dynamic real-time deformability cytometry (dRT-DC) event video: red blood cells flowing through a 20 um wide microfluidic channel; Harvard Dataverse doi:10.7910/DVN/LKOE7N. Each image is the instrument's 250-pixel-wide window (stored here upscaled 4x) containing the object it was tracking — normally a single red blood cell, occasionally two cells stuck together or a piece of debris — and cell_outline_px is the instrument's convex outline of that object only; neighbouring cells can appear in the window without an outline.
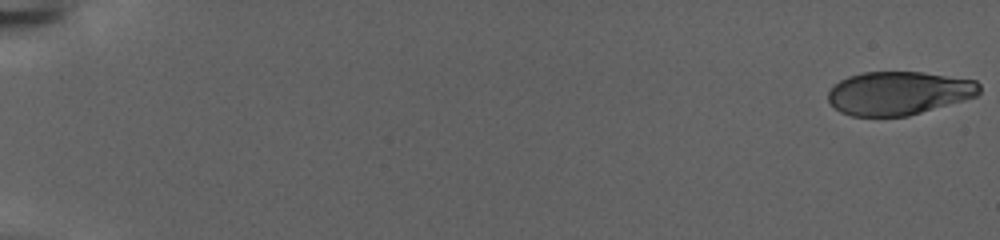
{"species": "human", "species_latin": "Homo sapiens", "temperature_condition": "warm", "stored_images_in_passage": 126, "camera_frame_rate_fps": 3000, "um_per_image_px": 0.085, "donor": {"sex": "female"}, "frame": {"image": 1, "passage_image": 1, "time_ms": 0.0, "image_size_px": [1000, 240], "cell_outline_px": [[980, 92], [976, 96], [908, 116], [852, 116], [840, 112], [828, 100], [828, 92], [840, 80], [848, 76], [864, 72], [920, 72], [976, 80], [980, 84]], "centroid_in_image_um": [76.38, 7.91], "position_along_channel_um": 8.6, "area_um2": 38.03}}
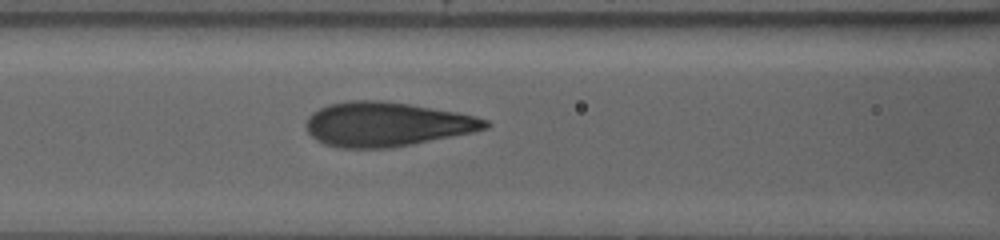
{"frame": {"image": 2, "passage_image": 72, "time_ms": 23.667, "image_size_px": [1000, 240], "cell_outline_px": [[492, 124], [488, 128], [472, 132], [392, 148], [336, 148], [324, 144], [316, 140], [308, 132], [308, 116], [312, 112], [328, 104], [348, 100], [384, 100], [456, 112], [476, 116], [488, 120]], "centroid_in_image_um": [32.86, 10.56], "position_along_channel_um": 133.7, "area_um2": 46.3}}
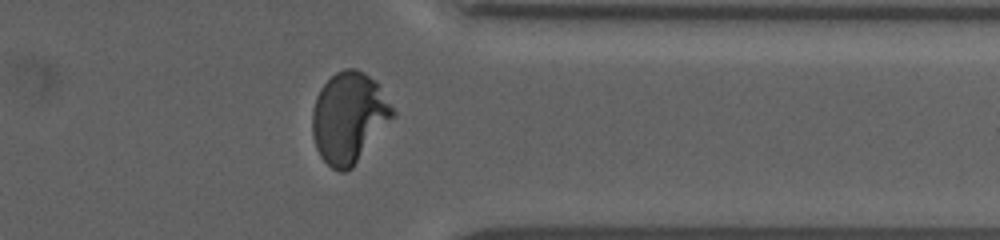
{"frame": {"image": 3, "passage_image": 126, "time_ms": 41.667, "image_size_px": [1000, 240], "cell_outline_px": [[396, 116], [352, 168], [344, 172], [340, 172], [332, 168], [320, 156], [316, 148], [312, 136], [312, 112], [316, 96], [320, 88], [336, 72], [344, 68], [356, 68], [364, 72], [376, 80], [396, 112]], "centroid_in_image_um": [29.67, 9.99], "position_along_channel_um": 381.7, "area_um2": 42.95}}